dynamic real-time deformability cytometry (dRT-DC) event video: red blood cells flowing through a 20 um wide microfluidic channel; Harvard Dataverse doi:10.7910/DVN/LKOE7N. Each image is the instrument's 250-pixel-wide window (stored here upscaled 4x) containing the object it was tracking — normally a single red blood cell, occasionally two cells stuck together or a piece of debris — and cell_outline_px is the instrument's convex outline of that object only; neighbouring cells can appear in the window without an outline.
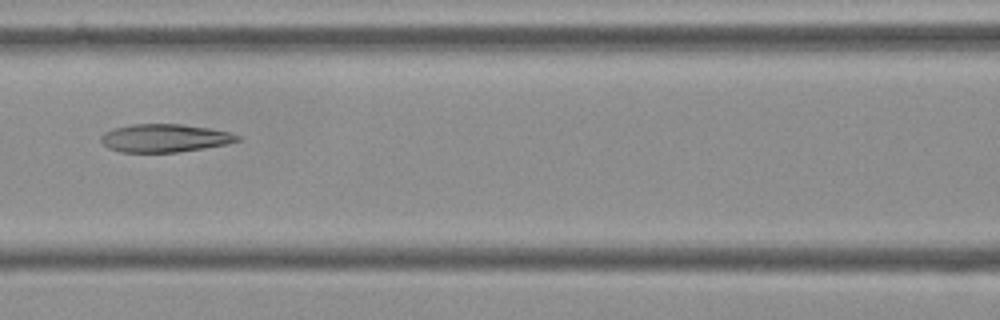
{"species": "Egyptian fruit bat (a non-hibernating species)", "species_latin": "Rousettus aegyptiacus", "temperature_condition": "cold", "stored_images_in_passage": 9, "camera_frame_rate_fps": 3000, "um_per_image_px": 0.085, "frame": {"image": 1, "passage_image": 7, "time_ms": 2.0, "image_size_px": [1000, 320], "cell_outline_px": [[244, 140], [228, 144], [204, 148], [176, 152], [120, 152], [108, 148], [100, 140], [100, 136], [104, 132], [112, 128], [132, 124], [180, 124], [208, 128], [228, 132], [244, 136]], "centroid_in_image_um": [14.03, 11.74], "position_along_channel_um": 152.6, "area_um2": 22.54}}
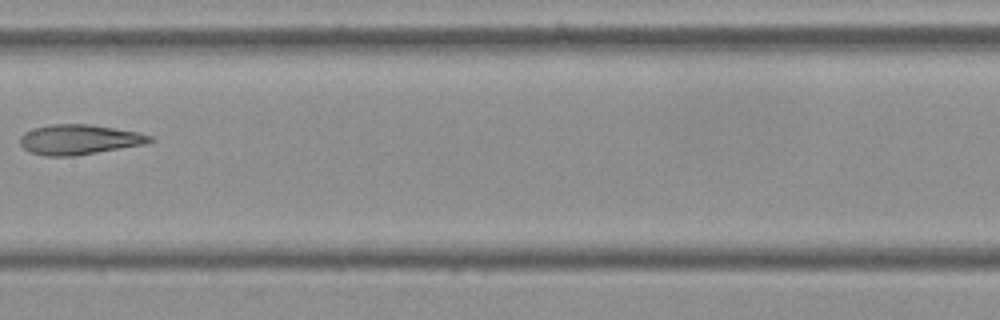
{"frame": {"image": 2, "passage_image": 8, "time_ms": 2.333, "image_size_px": [1000, 320], "cell_outline_px": [[156, 140], [144, 144], [76, 156], [48, 156], [32, 152], [24, 148], [20, 144], [20, 136], [24, 132], [32, 128], [52, 124], [88, 124], [140, 132], [152, 136]], "centroid_in_image_um": [6.74, 11.85], "position_along_channel_um": 200.7, "area_um2": 22.72}}
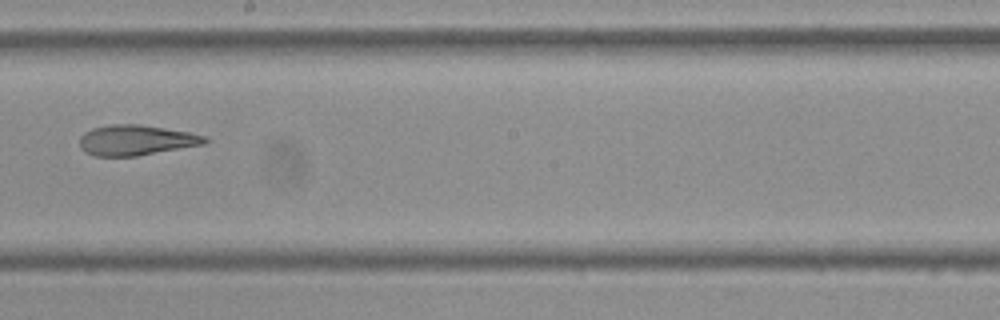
{"frame": {"image": 3, "passage_image": 9, "time_ms": 2.667, "image_size_px": [1000, 320], "cell_outline_px": [[212, 140], [204, 144], [136, 156], [92, 156], [84, 152], [80, 148], [80, 136], [84, 132], [92, 128], [112, 124], [140, 124], [188, 132], [208, 136]], "centroid_in_image_um": [11.56, 11.91], "position_along_channel_um": 236.6, "area_um2": 22.31}}